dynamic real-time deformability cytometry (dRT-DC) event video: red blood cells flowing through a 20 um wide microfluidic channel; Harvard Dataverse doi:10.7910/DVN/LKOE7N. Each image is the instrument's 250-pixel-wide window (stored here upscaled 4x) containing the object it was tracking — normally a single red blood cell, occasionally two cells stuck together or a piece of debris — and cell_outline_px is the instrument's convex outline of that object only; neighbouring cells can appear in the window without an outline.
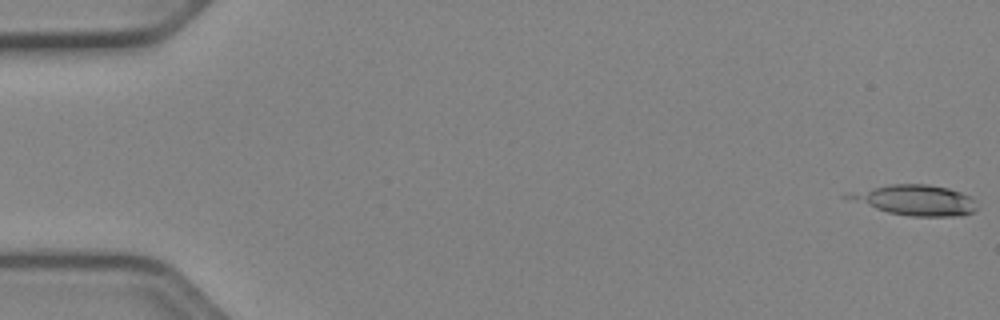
{"species": "Egyptian fruit bat (a non-hibernating species)", "species_latin": "Rousettus aegyptiacus", "temperature_condition": "cold", "stored_images_in_passage": 8, "camera_frame_rate_fps": 3000, "um_per_image_px": 0.085, "animal": {"sex": "female"}, "frame": {"image": 1, "passage_image": 1, "time_ms": 0.0, "image_size_px": [1000, 320], "cell_outline_px": [[976, 208], [972, 212], [964, 216], [912, 216], [888, 212], [840, 196], [888, 184], [928, 184], [948, 188], [972, 196], [976, 200]], "centroid_in_image_um": [77.89, 17.01], "position_along_channel_um": 7.1, "area_um2": 22.48}}